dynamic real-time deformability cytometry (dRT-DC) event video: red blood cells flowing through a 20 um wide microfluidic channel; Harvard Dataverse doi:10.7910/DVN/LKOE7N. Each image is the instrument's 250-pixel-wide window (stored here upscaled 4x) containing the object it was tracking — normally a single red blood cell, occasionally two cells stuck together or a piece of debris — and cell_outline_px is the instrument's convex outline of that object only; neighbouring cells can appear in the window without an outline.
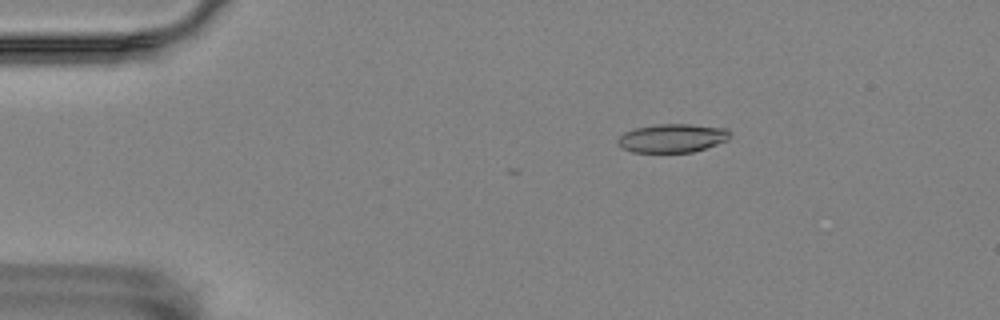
{"species": "Egyptian fruit bat (a non-hibernating species)", "species_latin": "Rousettus aegyptiacus", "temperature_condition": "room temperature", "stored_images_in_passage": 44, "camera_frame_rate_fps": 3000, "um_per_image_px": 0.085, "animal": {"sex": "female"}, "frame": {"image": 1, "passage_image": 10, "time_ms": 3.0, "image_size_px": [1000, 320], "cell_outline_px": [[728, 140], [692, 152], [632, 152], [620, 148], [616, 144], [616, 140], [624, 132], [636, 128], [660, 124], [692, 124], [728, 128]], "centroid_in_image_um": [57.09, 11.74], "position_along_channel_um": 27.9, "area_um2": 18.67}}
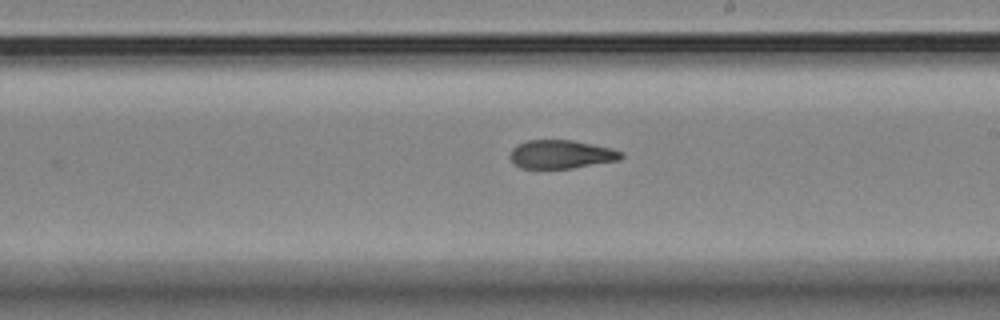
{"frame": {"image": 2, "passage_image": 33, "time_ms": 10.667, "image_size_px": [1000, 320], "cell_outline_px": [[624, 156], [620, 160], [572, 168], [520, 168], [508, 156], [512, 148], [516, 144], [528, 140], [572, 140], [612, 148], [624, 152]], "centroid_in_image_um": [47.71, 13.11], "position_along_channel_um": 241.3, "area_um2": 18.55}}
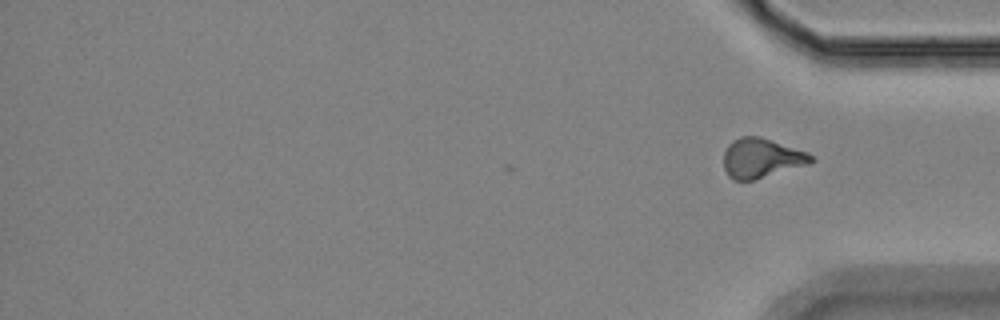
{"frame": {"image": 3, "passage_image": 44, "time_ms": 14.333, "image_size_px": [1000, 320], "cell_outline_px": [[816, 160], [808, 164], [752, 180], [732, 180], [728, 176], [724, 168], [724, 152], [728, 144], [732, 140], [740, 136], [760, 136], [808, 152]], "centroid_in_image_um": [64.7, 13.42], "position_along_channel_um": 370.5, "area_um2": 20.11}, "authors_computed_cell_mechanics": {"area_um2": 19.1896, "velocity_mm_per_s": 3.5424, "shape_relaxation_time_tau1_ms": null, "shape_relaxation_time_tau2_ms": 3.6317, "deformation_change_tau1": null, "deformation_change_tau2": 0.1239}}